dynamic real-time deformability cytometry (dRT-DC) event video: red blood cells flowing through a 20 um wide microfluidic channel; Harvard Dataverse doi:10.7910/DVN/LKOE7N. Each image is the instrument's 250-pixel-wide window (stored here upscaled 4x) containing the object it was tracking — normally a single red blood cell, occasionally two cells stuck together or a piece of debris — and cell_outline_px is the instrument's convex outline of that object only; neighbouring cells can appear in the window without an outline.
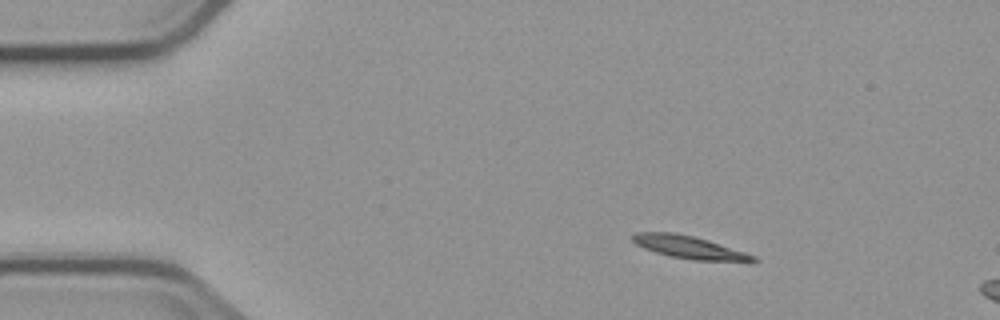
{"species": "common noctule bat (a hibernating species)", "species_latin": "Nyctalus noctula", "temperature_condition": "cold", "stored_images_in_passage": 3, "camera_frame_rate_fps": 3000, "um_per_image_px": 0.085, "animal": {"sex": "male", "body_mass_g": 23.1, "forearm_length_mm": 52.7}, "frame": {"image": 1, "passage_image": 1, "time_ms": 0.0, "image_size_px": [1000, 320], "cell_outline_px": [[760, 260], [692, 260], [672, 256], [656, 252], [644, 248], [636, 244], [632, 240], [632, 236], [636, 232], [676, 232], [708, 240], [756, 256]], "centroid_in_image_um": [58.5, 20.99], "position_along_channel_um": 26.5, "area_um2": 15.43}}